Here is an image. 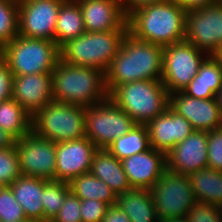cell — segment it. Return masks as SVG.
Wrapping results in <instances>:
<instances>
[{
  "label": "cell",
  "instance_id": "cell-1",
  "mask_svg": "<svg viewBox=\"0 0 222 222\" xmlns=\"http://www.w3.org/2000/svg\"><path fill=\"white\" fill-rule=\"evenodd\" d=\"M163 52V46L138 40L127 33L105 73L107 92L133 81L161 80Z\"/></svg>",
  "mask_w": 222,
  "mask_h": 222
},
{
  "label": "cell",
  "instance_id": "cell-2",
  "mask_svg": "<svg viewBox=\"0 0 222 222\" xmlns=\"http://www.w3.org/2000/svg\"><path fill=\"white\" fill-rule=\"evenodd\" d=\"M186 12L171 0L147 5L127 17L128 33L138 40L163 47L183 41Z\"/></svg>",
  "mask_w": 222,
  "mask_h": 222
},
{
  "label": "cell",
  "instance_id": "cell-3",
  "mask_svg": "<svg viewBox=\"0 0 222 222\" xmlns=\"http://www.w3.org/2000/svg\"><path fill=\"white\" fill-rule=\"evenodd\" d=\"M53 100L90 107L108 98L105 73L92 67L62 62L52 72Z\"/></svg>",
  "mask_w": 222,
  "mask_h": 222
},
{
  "label": "cell",
  "instance_id": "cell-4",
  "mask_svg": "<svg viewBox=\"0 0 222 222\" xmlns=\"http://www.w3.org/2000/svg\"><path fill=\"white\" fill-rule=\"evenodd\" d=\"M127 33L128 30L85 32L60 47V60L69 65L92 67L106 73Z\"/></svg>",
  "mask_w": 222,
  "mask_h": 222
},
{
  "label": "cell",
  "instance_id": "cell-5",
  "mask_svg": "<svg viewBox=\"0 0 222 222\" xmlns=\"http://www.w3.org/2000/svg\"><path fill=\"white\" fill-rule=\"evenodd\" d=\"M108 97L137 124H146L169 107V92L161 80H140L115 86Z\"/></svg>",
  "mask_w": 222,
  "mask_h": 222
},
{
  "label": "cell",
  "instance_id": "cell-6",
  "mask_svg": "<svg viewBox=\"0 0 222 222\" xmlns=\"http://www.w3.org/2000/svg\"><path fill=\"white\" fill-rule=\"evenodd\" d=\"M13 76L52 73L60 61V47L52 40L17 35L0 50Z\"/></svg>",
  "mask_w": 222,
  "mask_h": 222
},
{
  "label": "cell",
  "instance_id": "cell-7",
  "mask_svg": "<svg viewBox=\"0 0 222 222\" xmlns=\"http://www.w3.org/2000/svg\"><path fill=\"white\" fill-rule=\"evenodd\" d=\"M32 131L55 143L85 137V107L52 100L32 116Z\"/></svg>",
  "mask_w": 222,
  "mask_h": 222
},
{
  "label": "cell",
  "instance_id": "cell-8",
  "mask_svg": "<svg viewBox=\"0 0 222 222\" xmlns=\"http://www.w3.org/2000/svg\"><path fill=\"white\" fill-rule=\"evenodd\" d=\"M136 124L109 97L97 105L85 107V137L98 149H106Z\"/></svg>",
  "mask_w": 222,
  "mask_h": 222
},
{
  "label": "cell",
  "instance_id": "cell-9",
  "mask_svg": "<svg viewBox=\"0 0 222 222\" xmlns=\"http://www.w3.org/2000/svg\"><path fill=\"white\" fill-rule=\"evenodd\" d=\"M157 216L161 220L186 218L197 202L188 175L166 169L149 189Z\"/></svg>",
  "mask_w": 222,
  "mask_h": 222
},
{
  "label": "cell",
  "instance_id": "cell-10",
  "mask_svg": "<svg viewBox=\"0 0 222 222\" xmlns=\"http://www.w3.org/2000/svg\"><path fill=\"white\" fill-rule=\"evenodd\" d=\"M208 56L187 40L164 46L161 81L166 90L169 93L182 91Z\"/></svg>",
  "mask_w": 222,
  "mask_h": 222
},
{
  "label": "cell",
  "instance_id": "cell-11",
  "mask_svg": "<svg viewBox=\"0 0 222 222\" xmlns=\"http://www.w3.org/2000/svg\"><path fill=\"white\" fill-rule=\"evenodd\" d=\"M185 40L208 55L222 45V2L186 12Z\"/></svg>",
  "mask_w": 222,
  "mask_h": 222
},
{
  "label": "cell",
  "instance_id": "cell-12",
  "mask_svg": "<svg viewBox=\"0 0 222 222\" xmlns=\"http://www.w3.org/2000/svg\"><path fill=\"white\" fill-rule=\"evenodd\" d=\"M21 175L56 180V143L33 131L16 140Z\"/></svg>",
  "mask_w": 222,
  "mask_h": 222
},
{
  "label": "cell",
  "instance_id": "cell-13",
  "mask_svg": "<svg viewBox=\"0 0 222 222\" xmlns=\"http://www.w3.org/2000/svg\"><path fill=\"white\" fill-rule=\"evenodd\" d=\"M65 0H18V35L54 41L55 25Z\"/></svg>",
  "mask_w": 222,
  "mask_h": 222
},
{
  "label": "cell",
  "instance_id": "cell-14",
  "mask_svg": "<svg viewBox=\"0 0 222 222\" xmlns=\"http://www.w3.org/2000/svg\"><path fill=\"white\" fill-rule=\"evenodd\" d=\"M169 107L191 123L195 131L222 127V115L215 98L197 99L182 91L169 93Z\"/></svg>",
  "mask_w": 222,
  "mask_h": 222
},
{
  "label": "cell",
  "instance_id": "cell-15",
  "mask_svg": "<svg viewBox=\"0 0 222 222\" xmlns=\"http://www.w3.org/2000/svg\"><path fill=\"white\" fill-rule=\"evenodd\" d=\"M98 148L86 137L56 143V181L70 182L89 173Z\"/></svg>",
  "mask_w": 222,
  "mask_h": 222
},
{
  "label": "cell",
  "instance_id": "cell-16",
  "mask_svg": "<svg viewBox=\"0 0 222 222\" xmlns=\"http://www.w3.org/2000/svg\"><path fill=\"white\" fill-rule=\"evenodd\" d=\"M207 132L193 131L166 154V169L189 175L208 167Z\"/></svg>",
  "mask_w": 222,
  "mask_h": 222
},
{
  "label": "cell",
  "instance_id": "cell-17",
  "mask_svg": "<svg viewBox=\"0 0 222 222\" xmlns=\"http://www.w3.org/2000/svg\"><path fill=\"white\" fill-rule=\"evenodd\" d=\"M145 125L151 147L165 155L194 131L191 123L170 107Z\"/></svg>",
  "mask_w": 222,
  "mask_h": 222
},
{
  "label": "cell",
  "instance_id": "cell-18",
  "mask_svg": "<svg viewBox=\"0 0 222 222\" xmlns=\"http://www.w3.org/2000/svg\"><path fill=\"white\" fill-rule=\"evenodd\" d=\"M12 98L33 116L53 100L52 73L13 76Z\"/></svg>",
  "mask_w": 222,
  "mask_h": 222
},
{
  "label": "cell",
  "instance_id": "cell-19",
  "mask_svg": "<svg viewBox=\"0 0 222 222\" xmlns=\"http://www.w3.org/2000/svg\"><path fill=\"white\" fill-rule=\"evenodd\" d=\"M86 32L128 30L119 0H77Z\"/></svg>",
  "mask_w": 222,
  "mask_h": 222
},
{
  "label": "cell",
  "instance_id": "cell-20",
  "mask_svg": "<svg viewBox=\"0 0 222 222\" xmlns=\"http://www.w3.org/2000/svg\"><path fill=\"white\" fill-rule=\"evenodd\" d=\"M121 163L131 188L150 189L166 170V155L151 147Z\"/></svg>",
  "mask_w": 222,
  "mask_h": 222
},
{
  "label": "cell",
  "instance_id": "cell-21",
  "mask_svg": "<svg viewBox=\"0 0 222 222\" xmlns=\"http://www.w3.org/2000/svg\"><path fill=\"white\" fill-rule=\"evenodd\" d=\"M48 180L30 176H19L11 185L15 199L20 203L25 216L44 222L42 190Z\"/></svg>",
  "mask_w": 222,
  "mask_h": 222
},
{
  "label": "cell",
  "instance_id": "cell-22",
  "mask_svg": "<svg viewBox=\"0 0 222 222\" xmlns=\"http://www.w3.org/2000/svg\"><path fill=\"white\" fill-rule=\"evenodd\" d=\"M221 86L222 64L214 55H209L182 92L192 98L211 99L215 98V94Z\"/></svg>",
  "mask_w": 222,
  "mask_h": 222
},
{
  "label": "cell",
  "instance_id": "cell-23",
  "mask_svg": "<svg viewBox=\"0 0 222 222\" xmlns=\"http://www.w3.org/2000/svg\"><path fill=\"white\" fill-rule=\"evenodd\" d=\"M90 173L106 183L116 195L132 189L121 161L107 149L95 152Z\"/></svg>",
  "mask_w": 222,
  "mask_h": 222
},
{
  "label": "cell",
  "instance_id": "cell-24",
  "mask_svg": "<svg viewBox=\"0 0 222 222\" xmlns=\"http://www.w3.org/2000/svg\"><path fill=\"white\" fill-rule=\"evenodd\" d=\"M116 205L128 215L131 222L159 220L149 189L132 188L117 194Z\"/></svg>",
  "mask_w": 222,
  "mask_h": 222
},
{
  "label": "cell",
  "instance_id": "cell-25",
  "mask_svg": "<svg viewBox=\"0 0 222 222\" xmlns=\"http://www.w3.org/2000/svg\"><path fill=\"white\" fill-rule=\"evenodd\" d=\"M86 32L83 15L77 0H65L59 9L54 42L61 47Z\"/></svg>",
  "mask_w": 222,
  "mask_h": 222
},
{
  "label": "cell",
  "instance_id": "cell-26",
  "mask_svg": "<svg viewBox=\"0 0 222 222\" xmlns=\"http://www.w3.org/2000/svg\"><path fill=\"white\" fill-rule=\"evenodd\" d=\"M188 177L198 202L222 206V171L207 167Z\"/></svg>",
  "mask_w": 222,
  "mask_h": 222
},
{
  "label": "cell",
  "instance_id": "cell-27",
  "mask_svg": "<svg viewBox=\"0 0 222 222\" xmlns=\"http://www.w3.org/2000/svg\"><path fill=\"white\" fill-rule=\"evenodd\" d=\"M0 128L16 140L32 131V116L13 98L0 102Z\"/></svg>",
  "mask_w": 222,
  "mask_h": 222
},
{
  "label": "cell",
  "instance_id": "cell-28",
  "mask_svg": "<svg viewBox=\"0 0 222 222\" xmlns=\"http://www.w3.org/2000/svg\"><path fill=\"white\" fill-rule=\"evenodd\" d=\"M68 184L70 191L80 200L94 199L109 206L116 204L115 192L90 172L73 178Z\"/></svg>",
  "mask_w": 222,
  "mask_h": 222
},
{
  "label": "cell",
  "instance_id": "cell-29",
  "mask_svg": "<svg viewBox=\"0 0 222 222\" xmlns=\"http://www.w3.org/2000/svg\"><path fill=\"white\" fill-rule=\"evenodd\" d=\"M150 148L146 125L136 124L128 133L114 140L106 149L121 161Z\"/></svg>",
  "mask_w": 222,
  "mask_h": 222
},
{
  "label": "cell",
  "instance_id": "cell-30",
  "mask_svg": "<svg viewBox=\"0 0 222 222\" xmlns=\"http://www.w3.org/2000/svg\"><path fill=\"white\" fill-rule=\"evenodd\" d=\"M70 192L68 182L48 180L42 190L44 222H51L62 207L66 195Z\"/></svg>",
  "mask_w": 222,
  "mask_h": 222
},
{
  "label": "cell",
  "instance_id": "cell-31",
  "mask_svg": "<svg viewBox=\"0 0 222 222\" xmlns=\"http://www.w3.org/2000/svg\"><path fill=\"white\" fill-rule=\"evenodd\" d=\"M18 0H0V50L18 35Z\"/></svg>",
  "mask_w": 222,
  "mask_h": 222
},
{
  "label": "cell",
  "instance_id": "cell-32",
  "mask_svg": "<svg viewBox=\"0 0 222 222\" xmlns=\"http://www.w3.org/2000/svg\"><path fill=\"white\" fill-rule=\"evenodd\" d=\"M21 176L16 147L0 149V186H10Z\"/></svg>",
  "mask_w": 222,
  "mask_h": 222
},
{
  "label": "cell",
  "instance_id": "cell-33",
  "mask_svg": "<svg viewBox=\"0 0 222 222\" xmlns=\"http://www.w3.org/2000/svg\"><path fill=\"white\" fill-rule=\"evenodd\" d=\"M27 218L10 186H0V222H16Z\"/></svg>",
  "mask_w": 222,
  "mask_h": 222
},
{
  "label": "cell",
  "instance_id": "cell-34",
  "mask_svg": "<svg viewBox=\"0 0 222 222\" xmlns=\"http://www.w3.org/2000/svg\"><path fill=\"white\" fill-rule=\"evenodd\" d=\"M189 222H222L221 206L196 202L186 215Z\"/></svg>",
  "mask_w": 222,
  "mask_h": 222
},
{
  "label": "cell",
  "instance_id": "cell-35",
  "mask_svg": "<svg viewBox=\"0 0 222 222\" xmlns=\"http://www.w3.org/2000/svg\"><path fill=\"white\" fill-rule=\"evenodd\" d=\"M208 167L222 171V127L207 132Z\"/></svg>",
  "mask_w": 222,
  "mask_h": 222
},
{
  "label": "cell",
  "instance_id": "cell-36",
  "mask_svg": "<svg viewBox=\"0 0 222 222\" xmlns=\"http://www.w3.org/2000/svg\"><path fill=\"white\" fill-rule=\"evenodd\" d=\"M80 205L81 200L70 191L51 222H82Z\"/></svg>",
  "mask_w": 222,
  "mask_h": 222
},
{
  "label": "cell",
  "instance_id": "cell-37",
  "mask_svg": "<svg viewBox=\"0 0 222 222\" xmlns=\"http://www.w3.org/2000/svg\"><path fill=\"white\" fill-rule=\"evenodd\" d=\"M109 205L94 199L81 200L82 222H101Z\"/></svg>",
  "mask_w": 222,
  "mask_h": 222
},
{
  "label": "cell",
  "instance_id": "cell-38",
  "mask_svg": "<svg viewBox=\"0 0 222 222\" xmlns=\"http://www.w3.org/2000/svg\"><path fill=\"white\" fill-rule=\"evenodd\" d=\"M13 74L0 55V102L12 98Z\"/></svg>",
  "mask_w": 222,
  "mask_h": 222
},
{
  "label": "cell",
  "instance_id": "cell-39",
  "mask_svg": "<svg viewBox=\"0 0 222 222\" xmlns=\"http://www.w3.org/2000/svg\"><path fill=\"white\" fill-rule=\"evenodd\" d=\"M163 1L166 0H119L122 10L127 17L135 10Z\"/></svg>",
  "mask_w": 222,
  "mask_h": 222
},
{
  "label": "cell",
  "instance_id": "cell-40",
  "mask_svg": "<svg viewBox=\"0 0 222 222\" xmlns=\"http://www.w3.org/2000/svg\"><path fill=\"white\" fill-rule=\"evenodd\" d=\"M101 222H131L128 215L116 204L109 206Z\"/></svg>",
  "mask_w": 222,
  "mask_h": 222
},
{
  "label": "cell",
  "instance_id": "cell-41",
  "mask_svg": "<svg viewBox=\"0 0 222 222\" xmlns=\"http://www.w3.org/2000/svg\"><path fill=\"white\" fill-rule=\"evenodd\" d=\"M171 1L175 2L180 7H183L186 11L213 5L220 2V0H171Z\"/></svg>",
  "mask_w": 222,
  "mask_h": 222
},
{
  "label": "cell",
  "instance_id": "cell-42",
  "mask_svg": "<svg viewBox=\"0 0 222 222\" xmlns=\"http://www.w3.org/2000/svg\"><path fill=\"white\" fill-rule=\"evenodd\" d=\"M15 144L16 139L0 128V149L11 148L15 146Z\"/></svg>",
  "mask_w": 222,
  "mask_h": 222
},
{
  "label": "cell",
  "instance_id": "cell-43",
  "mask_svg": "<svg viewBox=\"0 0 222 222\" xmlns=\"http://www.w3.org/2000/svg\"><path fill=\"white\" fill-rule=\"evenodd\" d=\"M215 100L218 108L220 109V113L222 115V86L219 88L218 92L215 94Z\"/></svg>",
  "mask_w": 222,
  "mask_h": 222
},
{
  "label": "cell",
  "instance_id": "cell-44",
  "mask_svg": "<svg viewBox=\"0 0 222 222\" xmlns=\"http://www.w3.org/2000/svg\"><path fill=\"white\" fill-rule=\"evenodd\" d=\"M158 222H189V221L186 218H180V219H168V220L159 219Z\"/></svg>",
  "mask_w": 222,
  "mask_h": 222
},
{
  "label": "cell",
  "instance_id": "cell-45",
  "mask_svg": "<svg viewBox=\"0 0 222 222\" xmlns=\"http://www.w3.org/2000/svg\"><path fill=\"white\" fill-rule=\"evenodd\" d=\"M222 64V45L218 49V51L214 55Z\"/></svg>",
  "mask_w": 222,
  "mask_h": 222
},
{
  "label": "cell",
  "instance_id": "cell-46",
  "mask_svg": "<svg viewBox=\"0 0 222 222\" xmlns=\"http://www.w3.org/2000/svg\"><path fill=\"white\" fill-rule=\"evenodd\" d=\"M16 222H41V221L25 218L23 220H19V221H16Z\"/></svg>",
  "mask_w": 222,
  "mask_h": 222
}]
</instances>
